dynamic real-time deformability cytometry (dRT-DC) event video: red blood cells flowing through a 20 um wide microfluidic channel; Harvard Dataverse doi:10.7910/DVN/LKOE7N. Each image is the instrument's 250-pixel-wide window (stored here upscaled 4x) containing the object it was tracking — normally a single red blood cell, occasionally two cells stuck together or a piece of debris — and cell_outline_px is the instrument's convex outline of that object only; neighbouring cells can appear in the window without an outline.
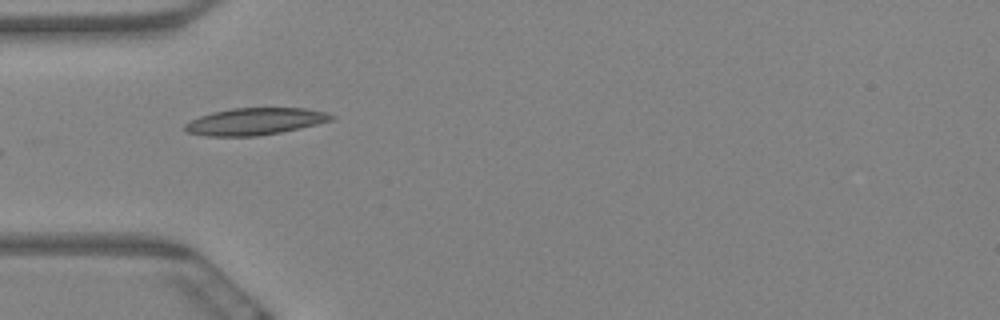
{"species": "Egyptian fruit bat (a non-hibernating species)", "species_latin": "Rousettus aegyptiacus", "temperature_condition": "warm", "stored_images_in_passage": 3, "camera_frame_rate_fps": 3000, "um_per_image_px": 0.085, "animal": {"sex": "female"}, "frame": {"image": 1, "passage_image": 2, "time_ms": 0.333, "image_size_px": [1000, 320], "cell_outline_px": [[336, 116], [332, 120], [300, 128], [280, 132], [256, 136], [204, 136], [184, 132], [184, 124], [200, 116], [212, 112], [232, 108], [304, 108], [328, 112]], "centroid_in_image_um": [21.66, 10.32], "position_along_channel_um": 63.3, "area_um2": 23.06}}
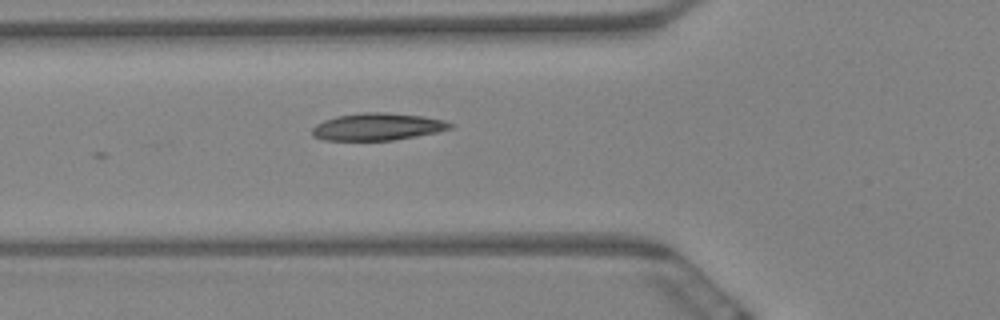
{"frame": {"image": 2, "passage_image": 3, "time_ms": 0.667, "image_size_px": [1000, 320], "cell_outline_px": [[456, 124], [452, 128], [436, 132], [392, 140], [324, 140], [312, 136], [312, 128], [316, 124], [324, 120], [336, 116], [360, 112], [384, 112], [420, 116], [444, 120]], "centroid_in_image_um": [32.07, 10.76], "position_along_channel_um": 93.7, "area_um2": 21.85}}